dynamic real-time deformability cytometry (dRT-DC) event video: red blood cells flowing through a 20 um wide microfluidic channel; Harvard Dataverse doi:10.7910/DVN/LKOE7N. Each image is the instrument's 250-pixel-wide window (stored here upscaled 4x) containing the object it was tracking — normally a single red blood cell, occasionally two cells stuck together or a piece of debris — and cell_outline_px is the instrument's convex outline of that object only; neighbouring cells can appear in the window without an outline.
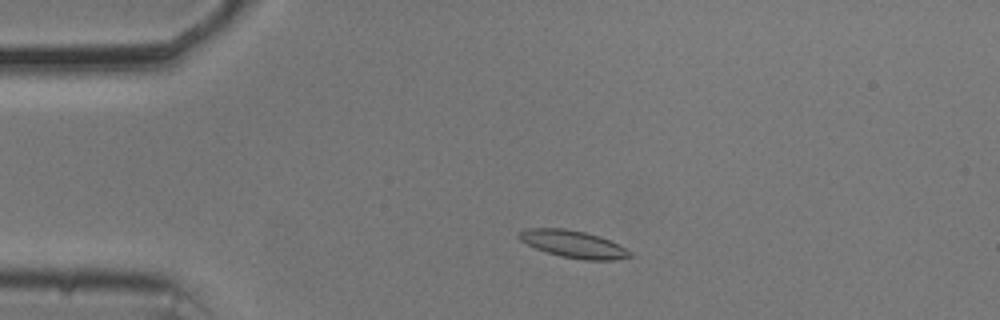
{"species": "common noctule bat (a hibernating species)", "species_latin": "Nyctalus noctula", "temperature_condition": "cold", "stored_images_in_passage": 50, "camera_frame_rate_fps": 3000, "um_per_image_px": 0.085, "animal": {"sex": "male", "body_mass_g": 20.5, "forearm_length_mm": 52.5}, "frame": {"image": 1, "passage_image": 7, "time_ms": 2.0, "image_size_px": [1000, 320], "cell_outline_px": [[632, 256], [616, 260], [584, 260], [560, 256], [536, 248], [520, 240], [516, 236], [520, 232], [528, 228], [564, 228], [584, 232], [600, 236], [632, 252]], "centroid_in_image_um": [48.73, 20.75], "position_along_channel_um": 36.3, "area_um2": 17.4}}
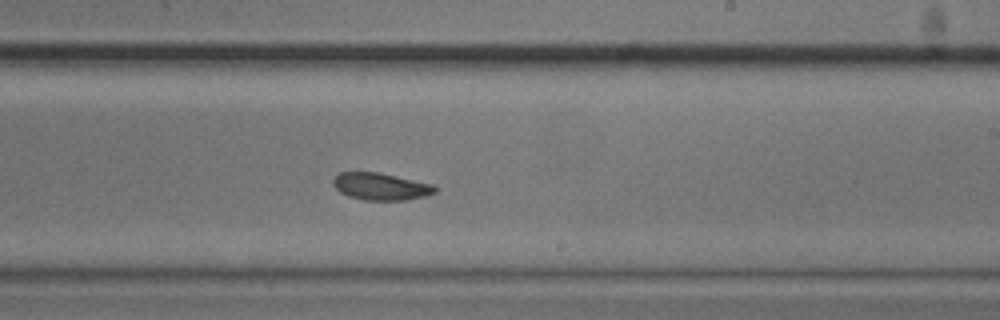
{"frame": {"image": 2, "passage_image": 28, "time_ms": 9.0, "image_size_px": [1000, 320], "cell_outline_px": [[436, 192], [428, 196], [404, 200], [364, 200], [348, 196], [340, 192], [332, 184], [332, 180], [340, 172], [376, 172], [432, 184], [436, 188]], "centroid_in_image_um": [32.35, 15.86], "position_along_channel_um": 256.7, "area_um2": 16.01}}
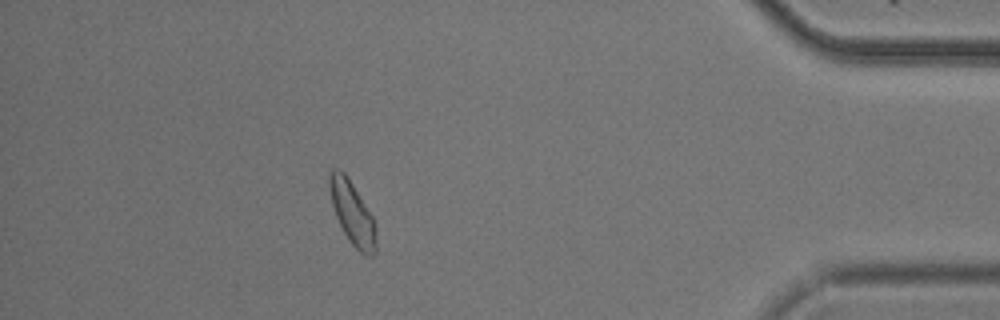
{"frame": {"image": 3, "passage_image": 44, "time_ms": 14.333, "image_size_px": [1000, 320], "cell_outline_px": [[376, 252], [372, 256], [364, 256], [348, 240], [336, 216], [332, 204], [328, 184], [328, 168], [340, 168], [344, 172], [352, 184], [372, 216], [376, 240]], "centroid_in_image_um": [29.91, 18.08], "position_along_channel_um": 405.3, "area_um2": 16.99}}